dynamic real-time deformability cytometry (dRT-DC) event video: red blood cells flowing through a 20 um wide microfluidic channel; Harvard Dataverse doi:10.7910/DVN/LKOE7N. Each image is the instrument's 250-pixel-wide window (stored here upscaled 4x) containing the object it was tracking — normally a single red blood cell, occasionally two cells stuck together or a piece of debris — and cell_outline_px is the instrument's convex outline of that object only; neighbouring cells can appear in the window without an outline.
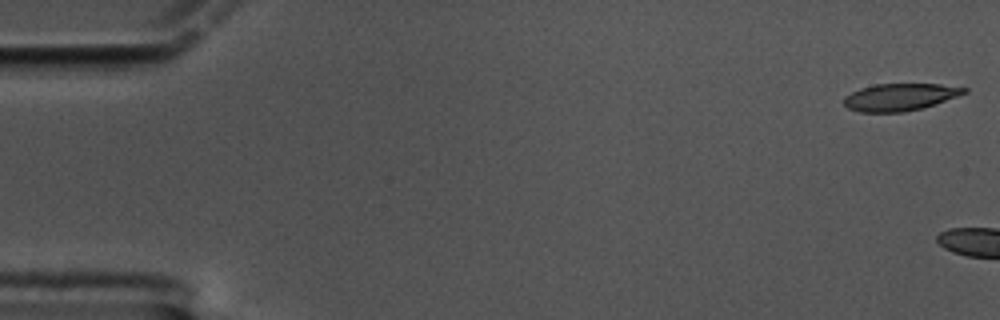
{"species": "common noctule bat (a hibernating species)", "species_latin": "Nyctalus noctula", "temperature_condition": "cold", "stored_images_in_passage": 5, "camera_frame_rate_fps": 3000, "um_per_image_px": 0.085, "animal": {"sex": "male", "body_mass_g": 17.5, "forearm_length_mm": 52.3}, "frame": {"image": 1, "passage_image": 1, "time_ms": 0.0, "image_size_px": [1000, 320], "cell_outline_px": [[968, 92], [936, 104], [924, 108], [904, 112], [860, 112], [848, 108], [844, 104], [844, 96], [860, 88], [876, 84], [940, 84], [968, 88]], "centroid_in_image_um": [76.51, 8.25], "position_along_channel_um": 8.5, "area_um2": 19.13}}